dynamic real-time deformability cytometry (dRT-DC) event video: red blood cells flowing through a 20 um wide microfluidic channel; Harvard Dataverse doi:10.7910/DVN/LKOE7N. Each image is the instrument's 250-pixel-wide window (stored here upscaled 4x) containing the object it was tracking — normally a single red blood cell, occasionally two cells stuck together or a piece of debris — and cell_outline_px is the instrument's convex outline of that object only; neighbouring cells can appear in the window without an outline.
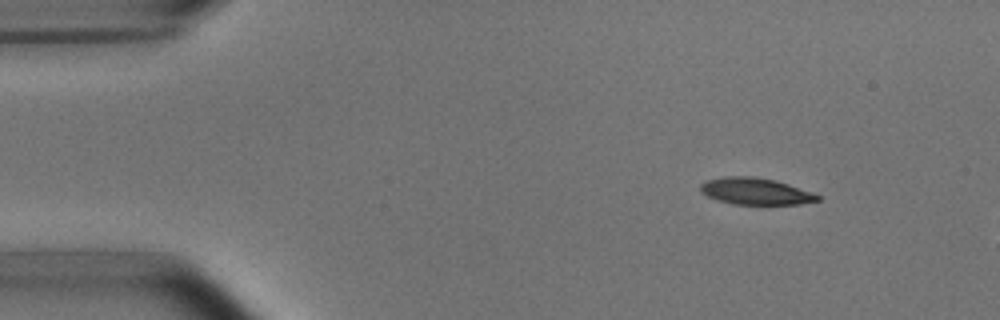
{"species": "common noctule bat (a hibernating species)", "species_latin": "Nyctalus noctula", "temperature_condition": "room temperature", "stored_images_in_passage": 2, "camera_frame_rate_fps": 3000, "um_per_image_px": 0.085, "animal": {"sex": "male", "body_mass_g": 15.6}, "frame": {"image": 1, "passage_image": 1, "time_ms": 0.0, "image_size_px": [1000, 320], "cell_outline_px": [[820, 200], [800, 204], [732, 204], [716, 200], [700, 192], [700, 184], [704, 180], [724, 176], [752, 176], [776, 180], [812, 192], [820, 196]], "centroid_in_image_um": [64.18, 16.25], "position_along_channel_um": 20.8, "area_um2": 18.38}}